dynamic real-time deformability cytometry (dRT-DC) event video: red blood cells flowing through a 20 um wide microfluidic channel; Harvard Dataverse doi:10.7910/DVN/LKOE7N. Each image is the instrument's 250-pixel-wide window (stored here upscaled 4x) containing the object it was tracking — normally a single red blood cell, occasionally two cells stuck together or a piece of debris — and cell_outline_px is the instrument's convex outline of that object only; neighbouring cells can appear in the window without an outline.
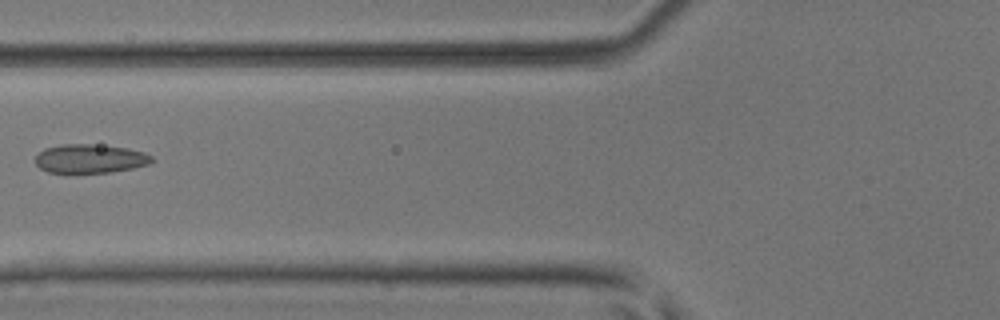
{"species": "common noctule bat (a hibernating species)", "species_latin": "Nyctalus noctula", "temperature_condition": "room temperature", "stored_images_in_passage": 6, "camera_frame_rate_fps": 3000, "um_per_image_px": 0.085, "animal": {"sex": "male", "body_mass_g": 17.9, "forearm_length_mm": 54.2}, "frame": {"image": 1, "passage_image": 6, "time_ms": 1.667, "image_size_px": [1000, 320], "cell_outline_px": [[156, 160], [148, 164], [132, 168], [112, 172], [48, 172], [40, 168], [36, 164], [36, 156], [44, 148], [64, 144], [92, 144], [128, 148], [144, 152], [152, 156]], "centroid_in_image_um": [7.68, 13.48], "position_along_channel_um": 118.1, "area_um2": 19.48}}